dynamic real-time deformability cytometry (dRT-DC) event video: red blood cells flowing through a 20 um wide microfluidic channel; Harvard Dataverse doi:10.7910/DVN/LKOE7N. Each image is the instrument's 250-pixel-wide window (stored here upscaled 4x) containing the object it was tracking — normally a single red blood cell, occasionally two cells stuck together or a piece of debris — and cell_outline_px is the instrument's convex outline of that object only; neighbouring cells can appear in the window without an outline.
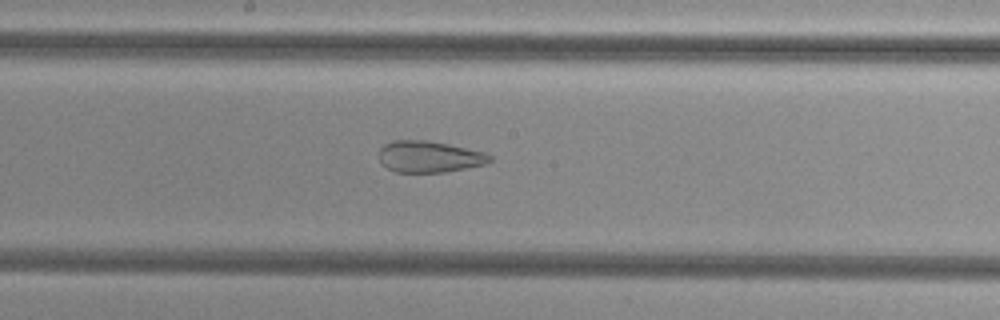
{"species": "common noctule bat (a hibernating species)", "species_latin": "Nyctalus noctula", "temperature_condition": "cold", "stored_images_in_passage": 39, "camera_frame_rate_fps": 3000, "um_per_image_px": 0.085, "animal": {"sex": "female", "body_mass_g": 29.2, "forearm_length_mm": 56.3}, "frame": {"image": 1, "passage_image": 14, "time_ms": 4.333, "image_size_px": [1000, 320], "cell_outline_px": [[492, 160], [488, 164], [468, 168], [444, 172], [396, 172], [380, 164], [380, 148], [384, 144], [392, 140], [424, 140], [448, 144], [484, 152], [492, 156]], "centroid_in_image_um": [36.5, 13.32], "position_along_channel_um": 211.7, "area_um2": 20.4}}
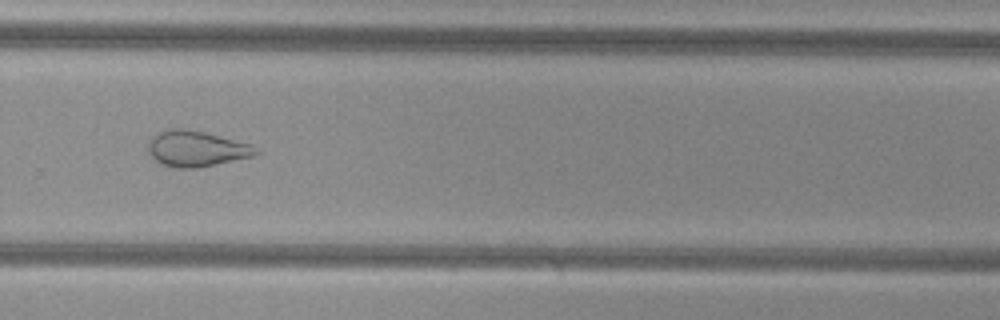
{"frame": {"image": 2, "passage_image": 22, "time_ms": 7.0, "image_size_px": [1000, 320], "cell_outline_px": [[260, 152], [252, 156], [216, 164], [196, 168], [172, 168], [160, 164], [148, 152], [148, 140], [156, 132], [168, 128], [184, 128], [204, 132], [252, 144]], "centroid_in_image_um": [16.63, 12.63], "position_along_channel_um": 313.2, "area_um2": 22.6}}
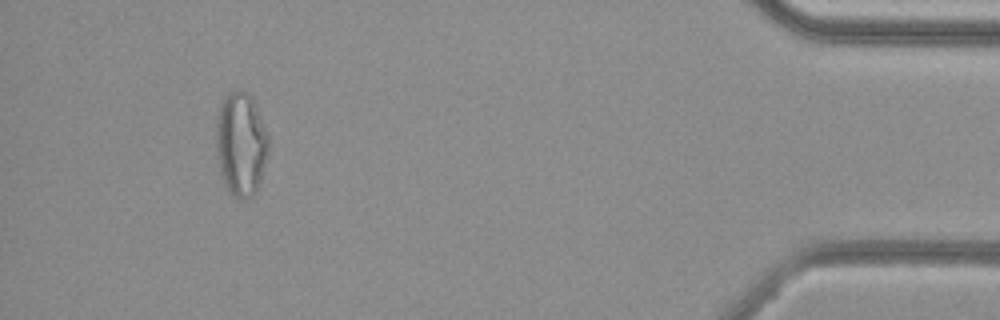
{"frame": {"image": 3, "passage_image": 35, "time_ms": 11.333, "image_size_px": [1000, 320], "cell_outline_px": [[268, 152], [260, 180], [256, 192], [252, 196], [244, 200], [240, 200], [228, 192], [224, 184], [220, 172], [216, 156], [216, 116], [220, 104], [224, 96], [228, 92], [236, 88], [240, 88], [252, 96], [268, 136]], "centroid_in_image_um": [20.45, 12.23], "position_along_channel_um": 414.8, "area_um2": 32.19}, "authors_computed_cell_mechanics": {"area_um2": 25.7788, "velocity_mm_per_s": 3.8146, "shape_relaxation_time_tau1_ms": null, "shape_relaxation_time_tau2_ms": 1.7007, "deformation_change_tau1": null, "deformation_change_tau2": 0.0938}}